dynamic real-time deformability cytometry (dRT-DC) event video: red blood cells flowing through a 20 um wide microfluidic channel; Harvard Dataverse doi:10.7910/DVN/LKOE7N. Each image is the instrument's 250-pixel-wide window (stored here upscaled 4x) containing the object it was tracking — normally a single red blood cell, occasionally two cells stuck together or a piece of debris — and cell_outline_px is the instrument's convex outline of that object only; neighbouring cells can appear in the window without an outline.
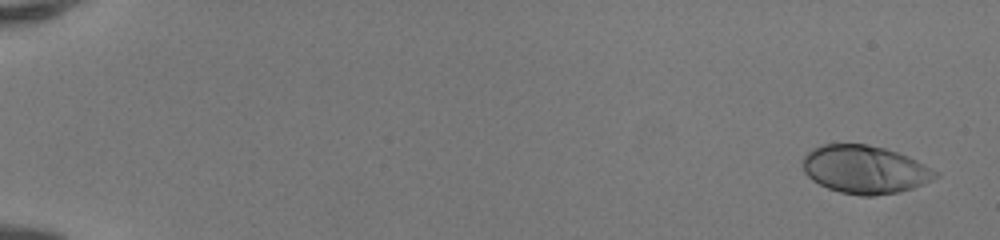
{"species": "human", "species_latin": "Homo sapiens", "temperature_condition": "room temperature", "stored_images_in_passage": 51, "camera_frame_rate_fps": 3000, "um_per_image_px": 0.085, "donor": {"sex": "female"}, "frame": {"image": 1, "passage_image": 2, "time_ms": 0.333, "image_size_px": [1000, 240], "cell_outline_px": [[940, 176], [924, 184], [900, 192], [872, 196], [860, 196], [840, 192], [828, 188], [812, 180], [804, 172], [800, 160], [812, 148], [820, 144], [868, 144], [884, 148], [908, 156], [940, 172]], "centroid_in_image_um": [73.51, 14.41], "position_along_channel_um": 11.5, "area_um2": 37.51}}
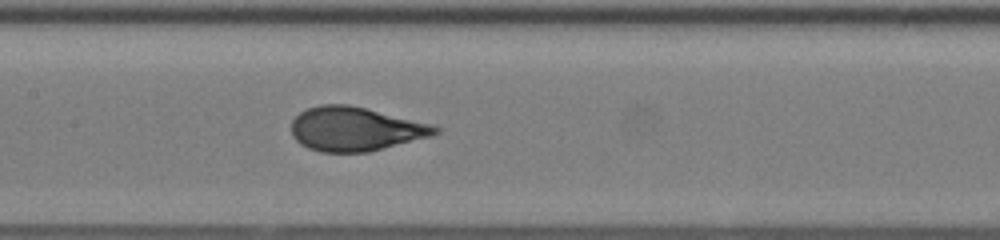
{"frame": {"image": 2, "passage_image": 27, "time_ms": 8.667, "image_size_px": [1000, 240], "cell_outline_px": [[440, 132], [432, 136], [368, 152], [320, 152], [308, 148], [300, 144], [292, 136], [292, 120], [300, 112], [308, 108], [320, 104], [348, 104], [428, 124], [440, 128]], "centroid_in_image_um": [30.15, 10.97], "position_along_channel_um": 177.3, "area_um2": 36.47}}
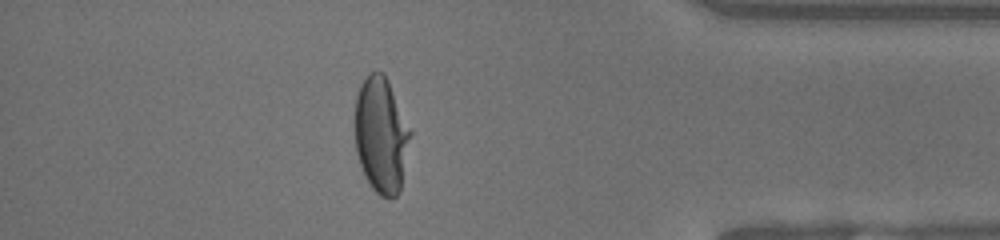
{"frame": {"image": 3, "passage_image": 45, "time_ms": 14.667, "image_size_px": [1000, 240], "cell_outline_px": [[412, 132], [400, 192], [392, 200], [380, 196], [368, 184], [364, 176], [356, 152], [356, 96], [360, 84], [372, 72], [384, 72], [388, 80]], "centroid_in_image_um": [32.42, 11.53], "position_along_channel_um": 402.8, "area_um2": 37.51}, "authors_computed_cell_mechanics": {"area_um2": 36.703, "velocity_mm_per_s": 4.1908, "shape_relaxation_time_tau1_ms": 6.5016, "shape_relaxation_time_tau2_ms": null, "deformation_change_tau1": 0.292, "deformation_change_tau2": null}}